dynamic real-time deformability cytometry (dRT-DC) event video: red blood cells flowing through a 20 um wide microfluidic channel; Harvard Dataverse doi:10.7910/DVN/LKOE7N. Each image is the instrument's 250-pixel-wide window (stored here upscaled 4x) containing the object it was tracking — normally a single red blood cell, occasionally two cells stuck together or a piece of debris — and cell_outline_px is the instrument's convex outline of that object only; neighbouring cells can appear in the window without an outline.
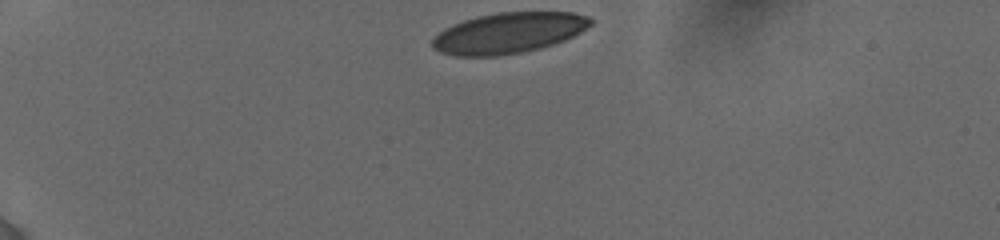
{"species": "human", "species_latin": "Homo sapiens", "temperature_condition": "cold", "stored_images_in_passage": 4, "camera_frame_rate_fps": 3000, "um_per_image_px": 0.085, "donor": {"sex": "female"}, "frame": {"image": 1, "passage_image": 1, "time_ms": 0.0, "image_size_px": [1000, 240], "cell_outline_px": [[592, 24], [580, 32], [564, 40], [540, 48], [520, 52], [496, 56], [456, 56], [440, 52], [432, 48], [432, 40], [444, 28], [452, 24], [464, 20], [480, 16], [500, 12], [572, 12], [588, 16], [592, 20]], "centroid_in_image_um": [43.21, 2.8], "position_along_channel_um": 41.8, "area_um2": 37.28}}
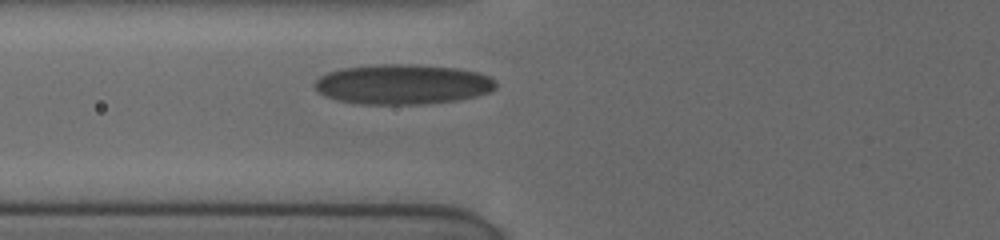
{"frame": {"image": 2, "passage_image": 4, "time_ms": 3.0, "image_size_px": [1000, 240], "cell_outline_px": [[496, 88], [492, 92], [476, 96], [456, 100], [420, 104], [360, 104], [340, 100], [324, 96], [312, 84], [320, 76], [328, 72], [340, 68], [380, 64], [412, 64], [456, 68], [476, 72], [488, 76], [496, 80]], "centroid_in_image_um": [34.23, 7.16], "position_along_channel_um": 91.6, "area_um2": 42.25}}